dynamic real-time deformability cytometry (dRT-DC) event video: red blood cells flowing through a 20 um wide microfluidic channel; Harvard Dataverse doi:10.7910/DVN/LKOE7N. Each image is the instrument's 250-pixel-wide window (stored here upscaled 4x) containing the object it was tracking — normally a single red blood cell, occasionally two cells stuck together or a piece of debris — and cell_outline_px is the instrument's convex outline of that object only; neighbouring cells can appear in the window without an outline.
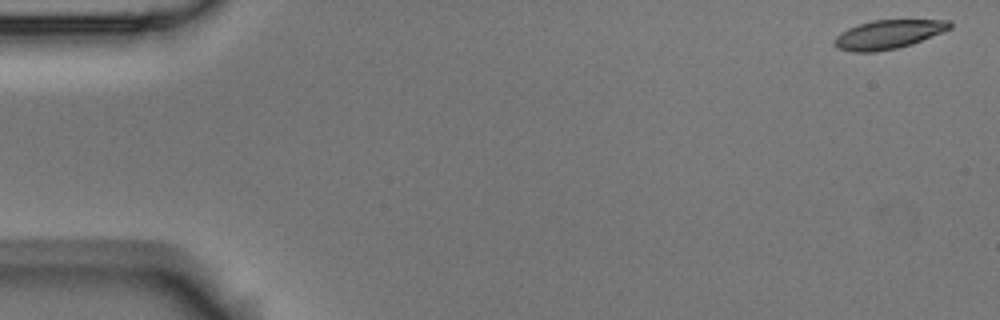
{"species": "Egyptian fruit bat (a non-hibernating species)", "species_latin": "Rousettus aegyptiacus", "temperature_condition": "room temperature", "stored_images_in_passage": 5, "camera_frame_rate_fps": 3000, "um_per_image_px": 0.085, "animal": {"sex": "male"}, "frame": {"image": 1, "passage_image": 1, "time_ms": 0.0, "image_size_px": [1000, 320], "cell_outline_px": [[952, 28], [944, 32], [912, 44], [896, 48], [876, 52], [852, 52], [836, 48], [832, 44], [836, 36], [840, 32], [856, 24], [872, 20], [948, 20], [952, 24]], "centroid_in_image_um": [75.47, 2.93], "position_along_channel_um": 9.5, "area_um2": 19.65}}